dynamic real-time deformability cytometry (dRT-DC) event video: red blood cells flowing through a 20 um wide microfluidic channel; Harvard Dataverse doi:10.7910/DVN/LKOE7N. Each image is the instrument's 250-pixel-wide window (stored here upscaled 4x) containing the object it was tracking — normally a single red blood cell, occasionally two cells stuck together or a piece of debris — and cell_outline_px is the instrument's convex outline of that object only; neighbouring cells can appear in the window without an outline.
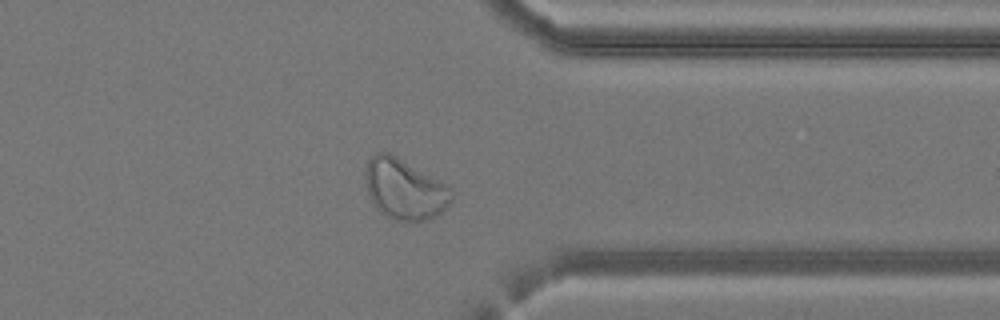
{"species": "common noctule bat (a hibernating species)", "species_latin": "Nyctalus noctula", "temperature_condition": "cold", "stored_images_in_passage": 36, "camera_frame_rate_fps": 3000, "um_per_image_px": 0.085, "animal": {"sex": "female", "body_mass_g": 24.6, "forearm_length_mm": 56.2}, "frame": {"image": 1, "passage_image": 26, "time_ms": 8.333, "image_size_px": [1000, 320], "cell_outline_px": [[452, 200], [436, 216], [424, 220], [396, 220], [380, 212], [376, 208], [368, 196], [364, 176], [364, 172], [368, 160], [376, 152], [388, 152], [396, 156], [452, 188]], "centroid_in_image_um": [34.34, 16.07], "position_along_channel_um": 377.1, "area_um2": 30.06}}